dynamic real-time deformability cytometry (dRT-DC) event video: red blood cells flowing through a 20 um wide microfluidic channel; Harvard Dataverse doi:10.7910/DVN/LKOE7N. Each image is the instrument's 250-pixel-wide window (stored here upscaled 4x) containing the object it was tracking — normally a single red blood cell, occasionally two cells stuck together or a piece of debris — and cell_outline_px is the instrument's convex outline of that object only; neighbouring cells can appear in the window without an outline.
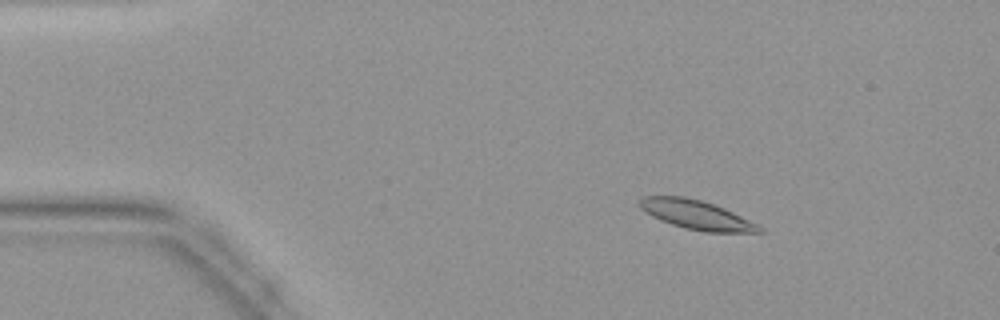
{"species": "common noctule bat (a hibernating species)", "species_latin": "Nyctalus noctula", "temperature_condition": "warm", "stored_images_in_passage": 45, "camera_frame_rate_fps": 3000, "um_per_image_px": 0.085, "animal": {"sex": "female", "body_mass_g": 19.9}, "frame": {"image": 1, "passage_image": 7, "time_ms": 2.0, "image_size_px": [1000, 320], "cell_outline_px": [[764, 232], [704, 232], [684, 228], [660, 220], [644, 212], [636, 204], [636, 200], [640, 196], [684, 196], [700, 200], [724, 208], [764, 228]], "centroid_in_image_um": [59.1, 18.25], "position_along_channel_um": 25.9, "area_um2": 20.35}}
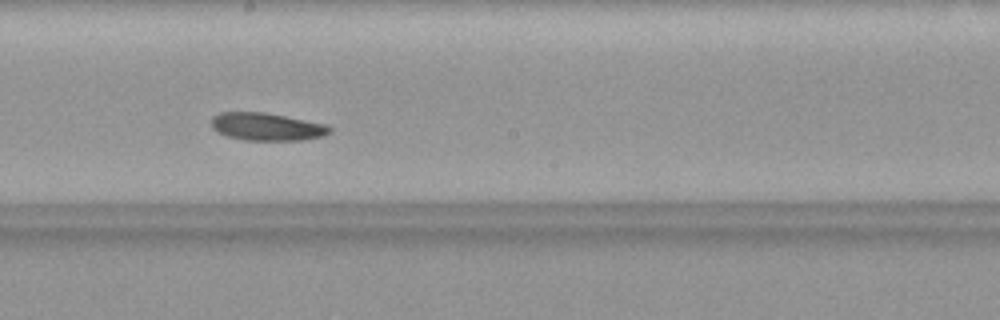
{"frame": {"image": 2, "passage_image": 25, "time_ms": 8.0, "image_size_px": [1000, 320], "cell_outline_px": [[332, 132], [324, 136], [300, 140], [244, 140], [228, 136], [216, 132], [212, 128], [212, 116], [220, 112], [264, 112], [328, 124], [332, 128]], "centroid_in_image_um": [22.7, 10.77], "position_along_channel_um": 225.5, "area_um2": 19.25}}
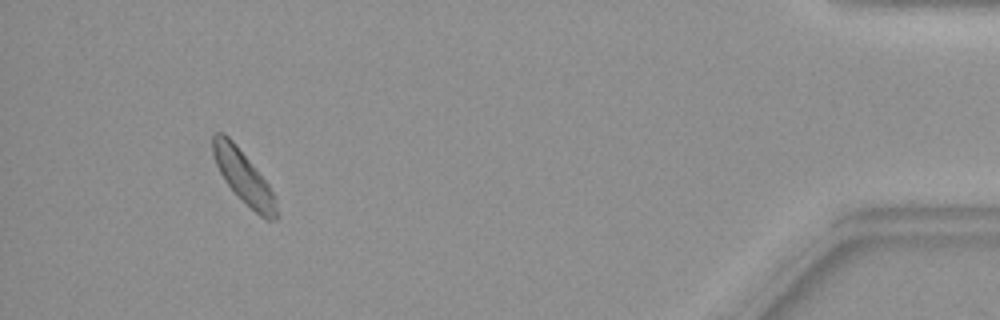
{"frame": {"image": 3, "passage_image": 42, "time_ms": 13.667, "image_size_px": [1000, 320], "cell_outline_px": [[280, 216], [276, 220], [264, 220], [224, 180], [216, 164], [212, 152], [212, 136], [216, 132], [224, 132], [232, 140], [268, 184], [276, 200]], "centroid_in_image_um": [20.72, 15.05], "position_along_channel_um": 414.5, "area_um2": 19.07}}